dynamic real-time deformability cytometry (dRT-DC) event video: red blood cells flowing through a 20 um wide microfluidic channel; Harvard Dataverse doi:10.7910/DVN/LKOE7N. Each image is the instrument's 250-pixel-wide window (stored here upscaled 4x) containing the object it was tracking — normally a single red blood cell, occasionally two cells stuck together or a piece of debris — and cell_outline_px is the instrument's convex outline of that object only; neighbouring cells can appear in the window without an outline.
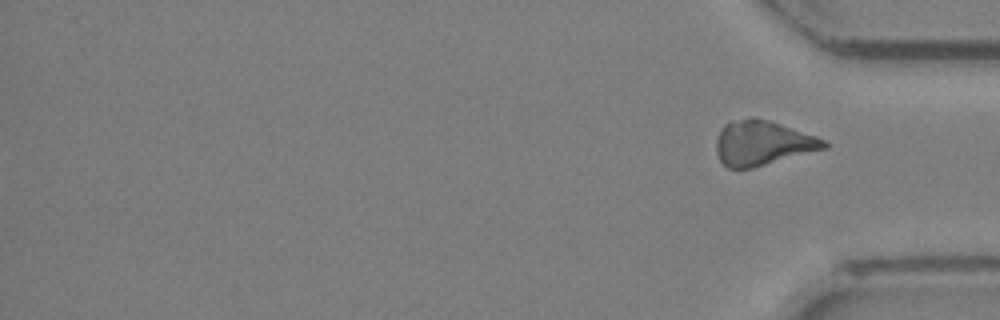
{"species": "Egyptian fruit bat (a non-hibernating species)", "species_latin": "Rousettus aegyptiacus", "temperature_condition": "room temperature", "stored_images_in_passage": 20, "segment_of_instrument_passage": [2, 2], "camera_frame_rate_fps": 3000, "um_per_image_px": 0.085, "animal": {"sex": "female"}, "frame": {"image": 1, "passage_image": 20, "time_ms": 6.333, "image_size_px": [1000, 320], "cell_outline_px": [[828, 148], [752, 168], [728, 168], [720, 160], [716, 152], [716, 140], [724, 124], [752, 116], [768, 120], [816, 136], [824, 140], [828, 144]], "centroid_in_image_um": [64.82, 12.16], "position_along_channel_um": 370.4, "area_um2": 27.86}}